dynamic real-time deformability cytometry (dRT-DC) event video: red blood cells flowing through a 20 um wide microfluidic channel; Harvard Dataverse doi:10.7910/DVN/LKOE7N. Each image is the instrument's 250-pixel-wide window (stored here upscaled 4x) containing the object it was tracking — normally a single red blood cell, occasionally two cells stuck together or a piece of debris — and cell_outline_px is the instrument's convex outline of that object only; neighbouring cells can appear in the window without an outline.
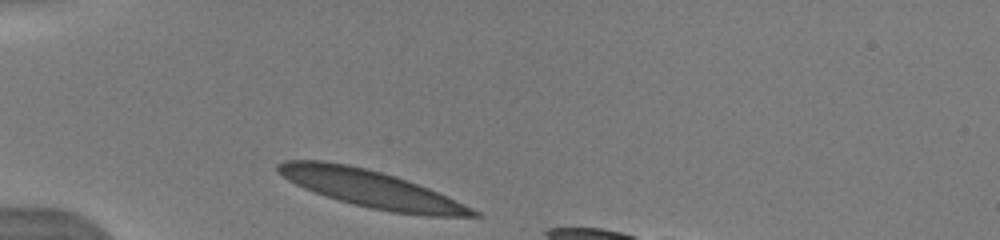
{"species": "human", "species_latin": "Homo sapiens", "temperature_condition": "warm", "stored_images_in_passage": 10, "camera_frame_rate_fps": 3000, "um_per_image_px": 0.085, "donor": {"sex": "male"}, "frame": {"image": 1, "passage_image": 1, "time_ms": 0.0, "image_size_px": [1000, 240], "cell_outline_px": [[484, 216], [424, 216], [392, 212], [368, 208], [352, 204], [304, 188], [288, 180], [276, 172], [276, 164], [284, 160], [324, 160], [348, 164], [368, 168], [396, 176], [408, 180], [428, 188], [472, 208], [480, 212]], "centroid_in_image_um": [31.51, 16.04], "position_along_channel_um": 53.5, "area_um2": 42.08}}
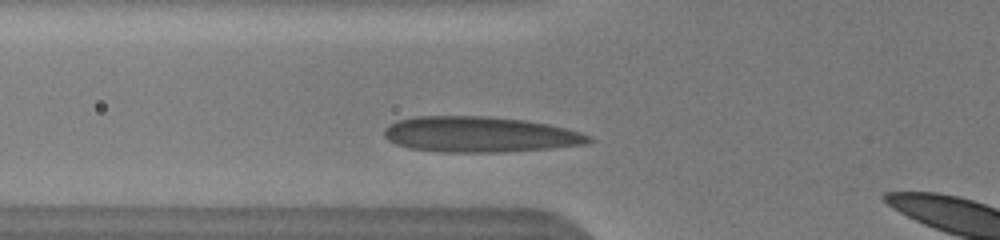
{"frame": {"image": 2, "passage_image": 5, "time_ms": 1.333, "image_size_px": [1000, 240], "cell_outline_px": [[596, 140], [588, 144], [548, 148], [504, 152], [440, 152], [408, 148], [396, 144], [388, 140], [384, 136], [384, 128], [388, 124], [396, 120], [416, 116], [488, 116], [524, 120], [548, 124], [580, 132], [592, 136]], "centroid_in_image_um": [40.76, 11.43], "position_along_channel_um": 85.0, "area_um2": 42.77}}